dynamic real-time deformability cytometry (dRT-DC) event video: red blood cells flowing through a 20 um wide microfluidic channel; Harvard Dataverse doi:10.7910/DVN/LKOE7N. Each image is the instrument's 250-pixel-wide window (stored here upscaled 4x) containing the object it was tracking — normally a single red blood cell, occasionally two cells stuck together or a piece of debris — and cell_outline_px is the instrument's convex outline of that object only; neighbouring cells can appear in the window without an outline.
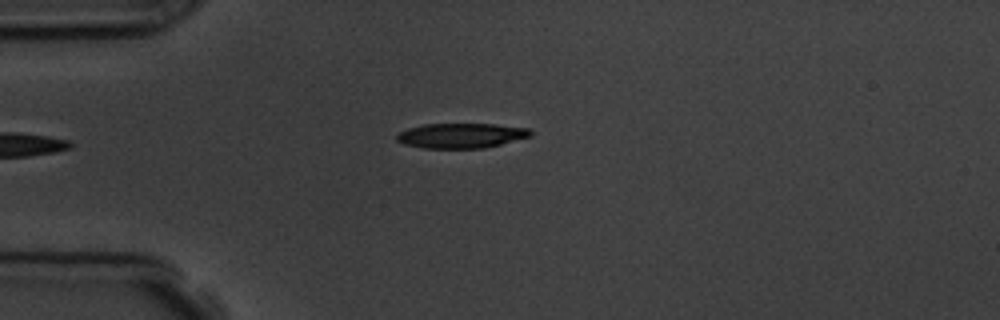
{"species": "common noctule bat (a hibernating species)", "species_latin": "Nyctalus noctula", "temperature_condition": "room temperature", "stored_images_in_passage": 4, "camera_frame_rate_fps": 3000, "um_per_image_px": 0.085, "animal": {"sex": "male", "body_mass_g": 19.5, "forearm_length_mm": 54.6}, "frame": {"image": 1, "passage_image": 4, "time_ms": 3.667, "image_size_px": [1000, 320], "cell_outline_px": [[532, 136], [484, 148], [424, 148], [404, 144], [396, 140], [396, 136], [400, 132], [408, 128], [424, 124], [496, 124], [528, 128], [532, 132]], "centroid_in_image_um": [39.2, 11.52], "position_along_channel_um": 45.8, "area_um2": 19.36}}